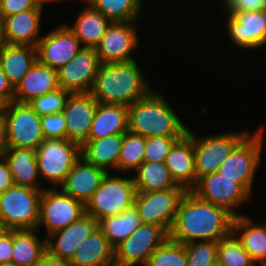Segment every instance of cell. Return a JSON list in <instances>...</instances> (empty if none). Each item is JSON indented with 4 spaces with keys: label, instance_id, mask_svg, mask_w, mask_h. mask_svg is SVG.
<instances>
[{
    "label": "cell",
    "instance_id": "1",
    "mask_svg": "<svg viewBox=\"0 0 266 266\" xmlns=\"http://www.w3.org/2000/svg\"><path fill=\"white\" fill-rule=\"evenodd\" d=\"M234 216L187 191L182 198L169 239L182 244L198 241H216L232 232Z\"/></svg>",
    "mask_w": 266,
    "mask_h": 266
},
{
    "label": "cell",
    "instance_id": "2",
    "mask_svg": "<svg viewBox=\"0 0 266 266\" xmlns=\"http://www.w3.org/2000/svg\"><path fill=\"white\" fill-rule=\"evenodd\" d=\"M137 62L101 64L90 91L97 103L128 107L152 90Z\"/></svg>",
    "mask_w": 266,
    "mask_h": 266
},
{
    "label": "cell",
    "instance_id": "3",
    "mask_svg": "<svg viewBox=\"0 0 266 266\" xmlns=\"http://www.w3.org/2000/svg\"><path fill=\"white\" fill-rule=\"evenodd\" d=\"M188 128L166 98L154 89L128 106V131L132 133L144 137L184 136Z\"/></svg>",
    "mask_w": 266,
    "mask_h": 266
},
{
    "label": "cell",
    "instance_id": "4",
    "mask_svg": "<svg viewBox=\"0 0 266 266\" xmlns=\"http://www.w3.org/2000/svg\"><path fill=\"white\" fill-rule=\"evenodd\" d=\"M42 191L12 185L1 193V227L4 230L37 229Z\"/></svg>",
    "mask_w": 266,
    "mask_h": 266
},
{
    "label": "cell",
    "instance_id": "5",
    "mask_svg": "<svg viewBox=\"0 0 266 266\" xmlns=\"http://www.w3.org/2000/svg\"><path fill=\"white\" fill-rule=\"evenodd\" d=\"M107 173L85 205V213L97 220L121 214L134 206L137 193L133 177ZM112 174V175H111Z\"/></svg>",
    "mask_w": 266,
    "mask_h": 266
},
{
    "label": "cell",
    "instance_id": "6",
    "mask_svg": "<svg viewBox=\"0 0 266 266\" xmlns=\"http://www.w3.org/2000/svg\"><path fill=\"white\" fill-rule=\"evenodd\" d=\"M264 127L249 134L219 166L217 172L239 183L250 195L252 194L255 173L261 162Z\"/></svg>",
    "mask_w": 266,
    "mask_h": 266
},
{
    "label": "cell",
    "instance_id": "7",
    "mask_svg": "<svg viewBox=\"0 0 266 266\" xmlns=\"http://www.w3.org/2000/svg\"><path fill=\"white\" fill-rule=\"evenodd\" d=\"M250 133L252 132L249 130L225 131L202 138L188 128L187 134L193 140L197 181L203 176L217 172L222 162Z\"/></svg>",
    "mask_w": 266,
    "mask_h": 266
},
{
    "label": "cell",
    "instance_id": "8",
    "mask_svg": "<svg viewBox=\"0 0 266 266\" xmlns=\"http://www.w3.org/2000/svg\"><path fill=\"white\" fill-rule=\"evenodd\" d=\"M81 146L68 139L43 140L36 150L41 180L59 188L75 163L81 158Z\"/></svg>",
    "mask_w": 266,
    "mask_h": 266
},
{
    "label": "cell",
    "instance_id": "9",
    "mask_svg": "<svg viewBox=\"0 0 266 266\" xmlns=\"http://www.w3.org/2000/svg\"><path fill=\"white\" fill-rule=\"evenodd\" d=\"M186 192L187 190L183 187L137 192L134 206L138 211L142 224L161 226L169 233L180 202Z\"/></svg>",
    "mask_w": 266,
    "mask_h": 266
},
{
    "label": "cell",
    "instance_id": "10",
    "mask_svg": "<svg viewBox=\"0 0 266 266\" xmlns=\"http://www.w3.org/2000/svg\"><path fill=\"white\" fill-rule=\"evenodd\" d=\"M85 214V205L64 193L60 188L47 187L40 199L37 229L46 228V236L64 229Z\"/></svg>",
    "mask_w": 266,
    "mask_h": 266
},
{
    "label": "cell",
    "instance_id": "11",
    "mask_svg": "<svg viewBox=\"0 0 266 266\" xmlns=\"http://www.w3.org/2000/svg\"><path fill=\"white\" fill-rule=\"evenodd\" d=\"M168 238L163 227L141 224L114 248L115 266H145L149 256Z\"/></svg>",
    "mask_w": 266,
    "mask_h": 266
},
{
    "label": "cell",
    "instance_id": "12",
    "mask_svg": "<svg viewBox=\"0 0 266 266\" xmlns=\"http://www.w3.org/2000/svg\"><path fill=\"white\" fill-rule=\"evenodd\" d=\"M0 109L7 124L9 147L37 150L44 140L40 123L41 117L29 104L14 101Z\"/></svg>",
    "mask_w": 266,
    "mask_h": 266
},
{
    "label": "cell",
    "instance_id": "13",
    "mask_svg": "<svg viewBox=\"0 0 266 266\" xmlns=\"http://www.w3.org/2000/svg\"><path fill=\"white\" fill-rule=\"evenodd\" d=\"M191 191L202 200L226 209L234 217L243 215L235 210L252 198L239 183L218 172L201 177Z\"/></svg>",
    "mask_w": 266,
    "mask_h": 266
},
{
    "label": "cell",
    "instance_id": "14",
    "mask_svg": "<svg viewBox=\"0 0 266 266\" xmlns=\"http://www.w3.org/2000/svg\"><path fill=\"white\" fill-rule=\"evenodd\" d=\"M137 21L111 22L96 51L101 64L123 63L135 60L132 56L140 45Z\"/></svg>",
    "mask_w": 266,
    "mask_h": 266
},
{
    "label": "cell",
    "instance_id": "15",
    "mask_svg": "<svg viewBox=\"0 0 266 266\" xmlns=\"http://www.w3.org/2000/svg\"><path fill=\"white\" fill-rule=\"evenodd\" d=\"M101 66L93 47H81L78 53L58 69L59 87L71 94L90 93Z\"/></svg>",
    "mask_w": 266,
    "mask_h": 266
},
{
    "label": "cell",
    "instance_id": "16",
    "mask_svg": "<svg viewBox=\"0 0 266 266\" xmlns=\"http://www.w3.org/2000/svg\"><path fill=\"white\" fill-rule=\"evenodd\" d=\"M226 12V30L235 46L243 50L266 46V10Z\"/></svg>",
    "mask_w": 266,
    "mask_h": 266
},
{
    "label": "cell",
    "instance_id": "17",
    "mask_svg": "<svg viewBox=\"0 0 266 266\" xmlns=\"http://www.w3.org/2000/svg\"><path fill=\"white\" fill-rule=\"evenodd\" d=\"M81 43L66 25L49 31L36 45L37 59L53 69H60L81 49Z\"/></svg>",
    "mask_w": 266,
    "mask_h": 266
},
{
    "label": "cell",
    "instance_id": "18",
    "mask_svg": "<svg viewBox=\"0 0 266 266\" xmlns=\"http://www.w3.org/2000/svg\"><path fill=\"white\" fill-rule=\"evenodd\" d=\"M98 229L99 220L85 213L74 223L46 237L47 252L69 261L83 241Z\"/></svg>",
    "mask_w": 266,
    "mask_h": 266
},
{
    "label": "cell",
    "instance_id": "19",
    "mask_svg": "<svg viewBox=\"0 0 266 266\" xmlns=\"http://www.w3.org/2000/svg\"><path fill=\"white\" fill-rule=\"evenodd\" d=\"M96 108L97 101L90 93L70 95L62 110L68 140L80 146L88 140Z\"/></svg>",
    "mask_w": 266,
    "mask_h": 266
},
{
    "label": "cell",
    "instance_id": "20",
    "mask_svg": "<svg viewBox=\"0 0 266 266\" xmlns=\"http://www.w3.org/2000/svg\"><path fill=\"white\" fill-rule=\"evenodd\" d=\"M45 5L39 3L34 9L3 17V35L6 44L36 47L40 37V25Z\"/></svg>",
    "mask_w": 266,
    "mask_h": 266
},
{
    "label": "cell",
    "instance_id": "21",
    "mask_svg": "<svg viewBox=\"0 0 266 266\" xmlns=\"http://www.w3.org/2000/svg\"><path fill=\"white\" fill-rule=\"evenodd\" d=\"M106 174L105 170L88 163L81 157L67 174L64 183L59 188L64 193L86 205Z\"/></svg>",
    "mask_w": 266,
    "mask_h": 266
},
{
    "label": "cell",
    "instance_id": "22",
    "mask_svg": "<svg viewBox=\"0 0 266 266\" xmlns=\"http://www.w3.org/2000/svg\"><path fill=\"white\" fill-rule=\"evenodd\" d=\"M164 163L177 185L187 191H191L196 186L193 140L187 133L173 145Z\"/></svg>",
    "mask_w": 266,
    "mask_h": 266
},
{
    "label": "cell",
    "instance_id": "23",
    "mask_svg": "<svg viewBox=\"0 0 266 266\" xmlns=\"http://www.w3.org/2000/svg\"><path fill=\"white\" fill-rule=\"evenodd\" d=\"M58 88V70L37 60L14 89V102L28 104L38 96Z\"/></svg>",
    "mask_w": 266,
    "mask_h": 266
},
{
    "label": "cell",
    "instance_id": "24",
    "mask_svg": "<svg viewBox=\"0 0 266 266\" xmlns=\"http://www.w3.org/2000/svg\"><path fill=\"white\" fill-rule=\"evenodd\" d=\"M3 158L8 164L14 185L29 187L35 190L46 189L40 181L36 150L31 148L9 147L4 153Z\"/></svg>",
    "mask_w": 266,
    "mask_h": 266
},
{
    "label": "cell",
    "instance_id": "25",
    "mask_svg": "<svg viewBox=\"0 0 266 266\" xmlns=\"http://www.w3.org/2000/svg\"><path fill=\"white\" fill-rule=\"evenodd\" d=\"M252 218L245 215L234 217L232 232L241 242L242 247L250 255L257 266L266 264V222L254 223ZM259 264V265H258Z\"/></svg>",
    "mask_w": 266,
    "mask_h": 266
},
{
    "label": "cell",
    "instance_id": "26",
    "mask_svg": "<svg viewBox=\"0 0 266 266\" xmlns=\"http://www.w3.org/2000/svg\"><path fill=\"white\" fill-rule=\"evenodd\" d=\"M37 60V49L31 45L5 43L0 48V67L14 89Z\"/></svg>",
    "mask_w": 266,
    "mask_h": 266
},
{
    "label": "cell",
    "instance_id": "27",
    "mask_svg": "<svg viewBox=\"0 0 266 266\" xmlns=\"http://www.w3.org/2000/svg\"><path fill=\"white\" fill-rule=\"evenodd\" d=\"M68 262L70 266H115L114 248L99 228L83 241Z\"/></svg>",
    "mask_w": 266,
    "mask_h": 266
},
{
    "label": "cell",
    "instance_id": "28",
    "mask_svg": "<svg viewBox=\"0 0 266 266\" xmlns=\"http://www.w3.org/2000/svg\"><path fill=\"white\" fill-rule=\"evenodd\" d=\"M128 131V107L97 103L88 139H101Z\"/></svg>",
    "mask_w": 266,
    "mask_h": 266
},
{
    "label": "cell",
    "instance_id": "29",
    "mask_svg": "<svg viewBox=\"0 0 266 266\" xmlns=\"http://www.w3.org/2000/svg\"><path fill=\"white\" fill-rule=\"evenodd\" d=\"M124 134H117L101 139H88L81 146V156L90 164L112 173L117 171ZM110 168V171H109Z\"/></svg>",
    "mask_w": 266,
    "mask_h": 266
},
{
    "label": "cell",
    "instance_id": "30",
    "mask_svg": "<svg viewBox=\"0 0 266 266\" xmlns=\"http://www.w3.org/2000/svg\"><path fill=\"white\" fill-rule=\"evenodd\" d=\"M82 3H85V7L75 18L73 26H67L78 38L82 47L96 48L111 21L85 1Z\"/></svg>",
    "mask_w": 266,
    "mask_h": 266
},
{
    "label": "cell",
    "instance_id": "31",
    "mask_svg": "<svg viewBox=\"0 0 266 266\" xmlns=\"http://www.w3.org/2000/svg\"><path fill=\"white\" fill-rule=\"evenodd\" d=\"M38 229L13 230V266H36L47 252L46 238L41 239Z\"/></svg>",
    "mask_w": 266,
    "mask_h": 266
},
{
    "label": "cell",
    "instance_id": "32",
    "mask_svg": "<svg viewBox=\"0 0 266 266\" xmlns=\"http://www.w3.org/2000/svg\"><path fill=\"white\" fill-rule=\"evenodd\" d=\"M133 176L137 192H151L182 187L172 179L164 162H143Z\"/></svg>",
    "mask_w": 266,
    "mask_h": 266
},
{
    "label": "cell",
    "instance_id": "33",
    "mask_svg": "<svg viewBox=\"0 0 266 266\" xmlns=\"http://www.w3.org/2000/svg\"><path fill=\"white\" fill-rule=\"evenodd\" d=\"M142 224L135 206L126 209L121 214L106 216L99 220V228L115 248Z\"/></svg>",
    "mask_w": 266,
    "mask_h": 266
},
{
    "label": "cell",
    "instance_id": "34",
    "mask_svg": "<svg viewBox=\"0 0 266 266\" xmlns=\"http://www.w3.org/2000/svg\"><path fill=\"white\" fill-rule=\"evenodd\" d=\"M85 2L111 22L139 21L140 14H143V0H85Z\"/></svg>",
    "mask_w": 266,
    "mask_h": 266
},
{
    "label": "cell",
    "instance_id": "35",
    "mask_svg": "<svg viewBox=\"0 0 266 266\" xmlns=\"http://www.w3.org/2000/svg\"><path fill=\"white\" fill-rule=\"evenodd\" d=\"M145 142L146 137L142 135L130 131L124 133L117 164L118 172H126L127 175L143 163Z\"/></svg>",
    "mask_w": 266,
    "mask_h": 266
},
{
    "label": "cell",
    "instance_id": "36",
    "mask_svg": "<svg viewBox=\"0 0 266 266\" xmlns=\"http://www.w3.org/2000/svg\"><path fill=\"white\" fill-rule=\"evenodd\" d=\"M217 260L227 266H257L233 232L218 241Z\"/></svg>",
    "mask_w": 266,
    "mask_h": 266
},
{
    "label": "cell",
    "instance_id": "37",
    "mask_svg": "<svg viewBox=\"0 0 266 266\" xmlns=\"http://www.w3.org/2000/svg\"><path fill=\"white\" fill-rule=\"evenodd\" d=\"M145 266H186L185 244L168 238L149 256Z\"/></svg>",
    "mask_w": 266,
    "mask_h": 266
},
{
    "label": "cell",
    "instance_id": "38",
    "mask_svg": "<svg viewBox=\"0 0 266 266\" xmlns=\"http://www.w3.org/2000/svg\"><path fill=\"white\" fill-rule=\"evenodd\" d=\"M216 241H198L185 244L186 266H212L217 260Z\"/></svg>",
    "mask_w": 266,
    "mask_h": 266
},
{
    "label": "cell",
    "instance_id": "39",
    "mask_svg": "<svg viewBox=\"0 0 266 266\" xmlns=\"http://www.w3.org/2000/svg\"><path fill=\"white\" fill-rule=\"evenodd\" d=\"M70 95V92L58 88L45 95L38 96L28 104L40 117H42L62 112Z\"/></svg>",
    "mask_w": 266,
    "mask_h": 266
},
{
    "label": "cell",
    "instance_id": "40",
    "mask_svg": "<svg viewBox=\"0 0 266 266\" xmlns=\"http://www.w3.org/2000/svg\"><path fill=\"white\" fill-rule=\"evenodd\" d=\"M183 136L146 137L143 162H164L173 145Z\"/></svg>",
    "mask_w": 266,
    "mask_h": 266
},
{
    "label": "cell",
    "instance_id": "41",
    "mask_svg": "<svg viewBox=\"0 0 266 266\" xmlns=\"http://www.w3.org/2000/svg\"><path fill=\"white\" fill-rule=\"evenodd\" d=\"M40 123L45 140L67 139L66 123L62 112L42 116Z\"/></svg>",
    "mask_w": 266,
    "mask_h": 266
},
{
    "label": "cell",
    "instance_id": "42",
    "mask_svg": "<svg viewBox=\"0 0 266 266\" xmlns=\"http://www.w3.org/2000/svg\"><path fill=\"white\" fill-rule=\"evenodd\" d=\"M38 4L37 0H0V16L3 18L34 9Z\"/></svg>",
    "mask_w": 266,
    "mask_h": 266
},
{
    "label": "cell",
    "instance_id": "43",
    "mask_svg": "<svg viewBox=\"0 0 266 266\" xmlns=\"http://www.w3.org/2000/svg\"><path fill=\"white\" fill-rule=\"evenodd\" d=\"M225 11H259L266 10V0H222Z\"/></svg>",
    "mask_w": 266,
    "mask_h": 266
},
{
    "label": "cell",
    "instance_id": "44",
    "mask_svg": "<svg viewBox=\"0 0 266 266\" xmlns=\"http://www.w3.org/2000/svg\"><path fill=\"white\" fill-rule=\"evenodd\" d=\"M13 250V230L0 233V264H11Z\"/></svg>",
    "mask_w": 266,
    "mask_h": 266
},
{
    "label": "cell",
    "instance_id": "45",
    "mask_svg": "<svg viewBox=\"0 0 266 266\" xmlns=\"http://www.w3.org/2000/svg\"><path fill=\"white\" fill-rule=\"evenodd\" d=\"M14 101V88L0 67V108Z\"/></svg>",
    "mask_w": 266,
    "mask_h": 266
},
{
    "label": "cell",
    "instance_id": "46",
    "mask_svg": "<svg viewBox=\"0 0 266 266\" xmlns=\"http://www.w3.org/2000/svg\"><path fill=\"white\" fill-rule=\"evenodd\" d=\"M12 185L14 182L8 164L3 157H0V194Z\"/></svg>",
    "mask_w": 266,
    "mask_h": 266
},
{
    "label": "cell",
    "instance_id": "47",
    "mask_svg": "<svg viewBox=\"0 0 266 266\" xmlns=\"http://www.w3.org/2000/svg\"><path fill=\"white\" fill-rule=\"evenodd\" d=\"M9 148L7 124L2 110L0 109V157L4 156V153Z\"/></svg>",
    "mask_w": 266,
    "mask_h": 266
},
{
    "label": "cell",
    "instance_id": "48",
    "mask_svg": "<svg viewBox=\"0 0 266 266\" xmlns=\"http://www.w3.org/2000/svg\"><path fill=\"white\" fill-rule=\"evenodd\" d=\"M36 266H70L67 260L54 257L46 252Z\"/></svg>",
    "mask_w": 266,
    "mask_h": 266
},
{
    "label": "cell",
    "instance_id": "49",
    "mask_svg": "<svg viewBox=\"0 0 266 266\" xmlns=\"http://www.w3.org/2000/svg\"><path fill=\"white\" fill-rule=\"evenodd\" d=\"M5 44L3 35V18L0 16V48Z\"/></svg>",
    "mask_w": 266,
    "mask_h": 266
},
{
    "label": "cell",
    "instance_id": "50",
    "mask_svg": "<svg viewBox=\"0 0 266 266\" xmlns=\"http://www.w3.org/2000/svg\"><path fill=\"white\" fill-rule=\"evenodd\" d=\"M39 3H41V4H44L45 5V3H47L48 4V2H50L51 4H52V2L53 3H57V2H63V1H66V0H37Z\"/></svg>",
    "mask_w": 266,
    "mask_h": 266
},
{
    "label": "cell",
    "instance_id": "51",
    "mask_svg": "<svg viewBox=\"0 0 266 266\" xmlns=\"http://www.w3.org/2000/svg\"><path fill=\"white\" fill-rule=\"evenodd\" d=\"M212 266H227L224 263L220 262L219 260H216Z\"/></svg>",
    "mask_w": 266,
    "mask_h": 266
},
{
    "label": "cell",
    "instance_id": "52",
    "mask_svg": "<svg viewBox=\"0 0 266 266\" xmlns=\"http://www.w3.org/2000/svg\"><path fill=\"white\" fill-rule=\"evenodd\" d=\"M0 266H13L12 264H0Z\"/></svg>",
    "mask_w": 266,
    "mask_h": 266
},
{
    "label": "cell",
    "instance_id": "53",
    "mask_svg": "<svg viewBox=\"0 0 266 266\" xmlns=\"http://www.w3.org/2000/svg\"><path fill=\"white\" fill-rule=\"evenodd\" d=\"M4 229L1 227V225H0V233L3 231Z\"/></svg>",
    "mask_w": 266,
    "mask_h": 266
}]
</instances>
